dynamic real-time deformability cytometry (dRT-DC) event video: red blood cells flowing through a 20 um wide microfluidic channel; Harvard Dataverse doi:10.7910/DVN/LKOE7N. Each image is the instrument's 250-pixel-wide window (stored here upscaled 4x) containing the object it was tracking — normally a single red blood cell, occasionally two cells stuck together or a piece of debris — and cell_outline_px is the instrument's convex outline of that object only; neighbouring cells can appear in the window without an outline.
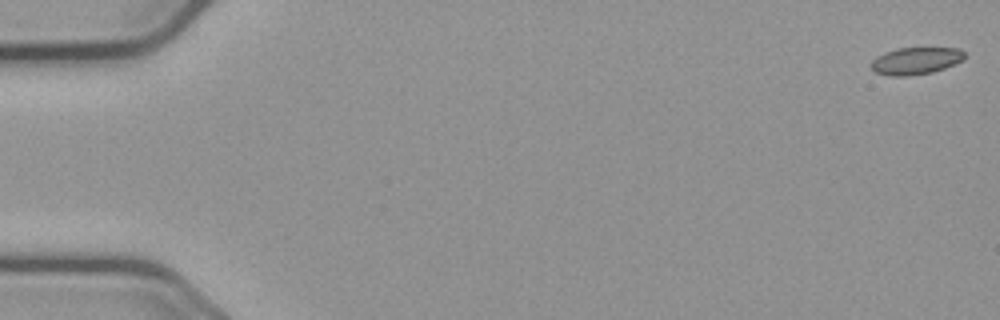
{"species": "common noctule bat (a hibernating species)", "species_latin": "Nyctalus noctula", "temperature_condition": "cold", "stored_images_in_passage": 6, "camera_frame_rate_fps": 3000, "um_per_image_px": 0.085, "animal": {"sex": "male", "body_mass_g": 23.1, "forearm_length_mm": 52.7}, "frame": {"image": 1, "passage_image": 1, "time_ms": 0.0, "image_size_px": [1000, 320], "cell_outline_px": [[964, 60], [944, 68], [932, 72], [908, 76], [888, 76], [876, 72], [872, 68], [872, 60], [876, 56], [884, 52], [896, 48], [956, 48], [964, 52]], "centroid_in_image_um": [77.82, 5.17], "position_along_channel_um": 7.2, "area_um2": 14.74}}